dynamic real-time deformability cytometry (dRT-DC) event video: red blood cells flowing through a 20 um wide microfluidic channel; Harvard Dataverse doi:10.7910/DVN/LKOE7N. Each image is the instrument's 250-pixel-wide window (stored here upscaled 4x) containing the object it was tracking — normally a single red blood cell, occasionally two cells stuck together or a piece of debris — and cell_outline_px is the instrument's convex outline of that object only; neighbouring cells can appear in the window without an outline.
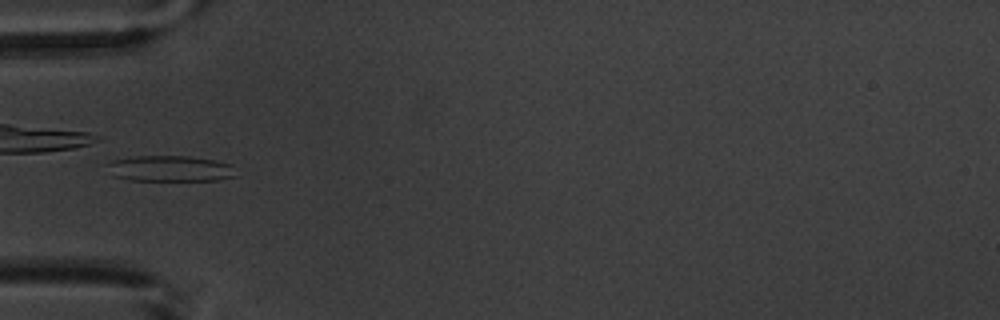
{"species": "common noctule bat (a hibernating species)", "species_latin": "Nyctalus noctula", "temperature_condition": "warm", "stored_images_in_passage": 6, "camera_frame_rate_fps": 3000, "um_per_image_px": 0.085, "animal": {"sex": "male", "body_mass_g": 20.1, "forearm_length_mm": 53.5}, "frame": {"image": 1, "passage_image": 6, "time_ms": 5.667, "image_size_px": [1000, 320], "cell_outline_px": [[236, 176], [216, 180], [128, 180], [112, 176], [100, 164], [112, 160], [128, 156], [188, 156], [216, 160], [232, 164]], "centroid_in_image_um": [14.33, 14.32], "position_along_channel_um": 70.7, "area_um2": 19.94}}